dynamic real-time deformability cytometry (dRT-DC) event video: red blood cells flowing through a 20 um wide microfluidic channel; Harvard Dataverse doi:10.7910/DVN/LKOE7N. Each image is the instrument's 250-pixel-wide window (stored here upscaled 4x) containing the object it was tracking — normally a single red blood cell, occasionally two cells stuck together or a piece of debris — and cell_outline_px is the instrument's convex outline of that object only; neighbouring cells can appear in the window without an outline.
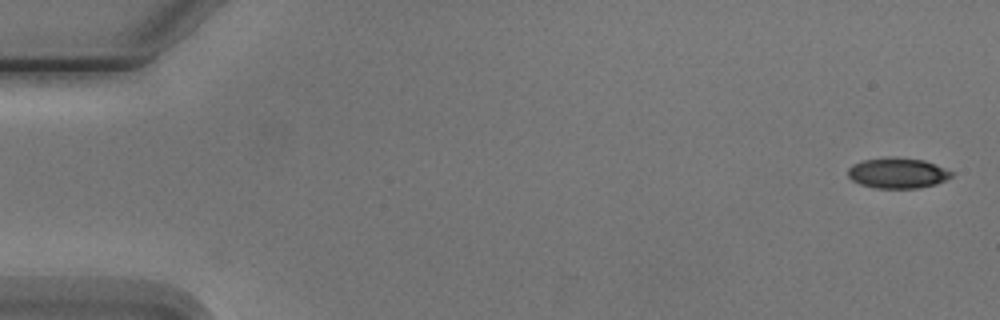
{"species": "Egyptian fruit bat (a non-hibernating species)", "species_latin": "Rousettus aegyptiacus", "temperature_condition": "cold", "stored_images_in_passage": 5, "camera_frame_rate_fps": 3000, "um_per_image_px": 0.085, "animal": {"sex": "male"}, "frame": {"image": 1, "passage_image": 1, "time_ms": 0.0, "image_size_px": [1000, 320], "cell_outline_px": [[952, 176], [936, 184], [916, 188], [876, 188], [860, 184], [852, 180], [848, 176], [848, 168], [852, 164], [860, 160], [888, 156], [892, 156], [924, 160], [944, 168], [952, 172]], "centroid_in_image_um": [76.24, 14.69], "position_along_channel_um": 8.8, "area_um2": 18.5}}
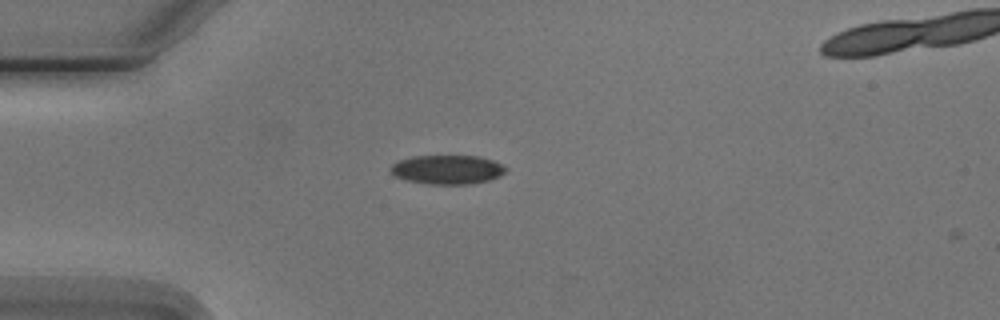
{"frame": {"image": 2, "passage_image": 4, "time_ms": 4.333, "image_size_px": [1000, 320], "cell_outline_px": [[508, 172], [500, 176], [488, 180], [468, 184], [428, 184], [404, 180], [396, 176], [388, 168], [396, 160], [412, 156], [480, 156], [504, 164], [508, 168]], "centroid_in_image_um": [38.03, 14.41], "position_along_channel_um": 47.0, "area_um2": 19.83}}